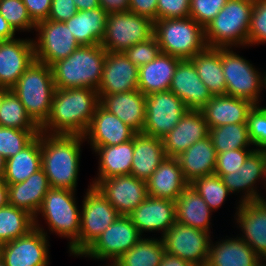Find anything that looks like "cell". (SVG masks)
Here are the masks:
<instances>
[{"mask_svg":"<svg viewBox=\"0 0 266 266\" xmlns=\"http://www.w3.org/2000/svg\"><path fill=\"white\" fill-rule=\"evenodd\" d=\"M100 105L98 91L91 88H56L50 114L40 127L48 135L83 136Z\"/></svg>","mask_w":266,"mask_h":266,"instance_id":"1","label":"cell"},{"mask_svg":"<svg viewBox=\"0 0 266 266\" xmlns=\"http://www.w3.org/2000/svg\"><path fill=\"white\" fill-rule=\"evenodd\" d=\"M83 142L81 135L41 133V165L51 188L77 191Z\"/></svg>","mask_w":266,"mask_h":266,"instance_id":"2","label":"cell"},{"mask_svg":"<svg viewBox=\"0 0 266 266\" xmlns=\"http://www.w3.org/2000/svg\"><path fill=\"white\" fill-rule=\"evenodd\" d=\"M76 195V191L50 188L43 199L41 208L34 216V227L47 236L55 233L56 236L66 238L69 241L68 252L74 257L79 255L81 216V206H77ZM40 217L45 220L48 229L39 224L42 222Z\"/></svg>","mask_w":266,"mask_h":266,"instance_id":"3","label":"cell"},{"mask_svg":"<svg viewBox=\"0 0 266 266\" xmlns=\"http://www.w3.org/2000/svg\"><path fill=\"white\" fill-rule=\"evenodd\" d=\"M107 51L101 44L80 46L52 68L55 88L98 89Z\"/></svg>","mask_w":266,"mask_h":266,"instance_id":"4","label":"cell"},{"mask_svg":"<svg viewBox=\"0 0 266 266\" xmlns=\"http://www.w3.org/2000/svg\"><path fill=\"white\" fill-rule=\"evenodd\" d=\"M254 0H228L204 28L207 47L247 48Z\"/></svg>","mask_w":266,"mask_h":266,"instance_id":"5","label":"cell"},{"mask_svg":"<svg viewBox=\"0 0 266 266\" xmlns=\"http://www.w3.org/2000/svg\"><path fill=\"white\" fill-rule=\"evenodd\" d=\"M52 68L34 61L11 88L27 115L40 128L47 120L55 92Z\"/></svg>","mask_w":266,"mask_h":266,"instance_id":"6","label":"cell"},{"mask_svg":"<svg viewBox=\"0 0 266 266\" xmlns=\"http://www.w3.org/2000/svg\"><path fill=\"white\" fill-rule=\"evenodd\" d=\"M153 32L161 53L181 60L191 59L207 47L204 28L191 17L155 20Z\"/></svg>","mask_w":266,"mask_h":266,"instance_id":"7","label":"cell"},{"mask_svg":"<svg viewBox=\"0 0 266 266\" xmlns=\"http://www.w3.org/2000/svg\"><path fill=\"white\" fill-rule=\"evenodd\" d=\"M233 47L221 48L222 70L226 79V95L244 98L260 105L264 90L263 72Z\"/></svg>","mask_w":266,"mask_h":266,"instance_id":"8","label":"cell"},{"mask_svg":"<svg viewBox=\"0 0 266 266\" xmlns=\"http://www.w3.org/2000/svg\"><path fill=\"white\" fill-rule=\"evenodd\" d=\"M154 21L133 12L110 13L107 17L102 47L109 52H125L131 46L153 36Z\"/></svg>","mask_w":266,"mask_h":266,"instance_id":"9","label":"cell"},{"mask_svg":"<svg viewBox=\"0 0 266 266\" xmlns=\"http://www.w3.org/2000/svg\"><path fill=\"white\" fill-rule=\"evenodd\" d=\"M143 236L129 216L120 215L82 254L97 261L115 262Z\"/></svg>","mask_w":266,"mask_h":266,"instance_id":"10","label":"cell"},{"mask_svg":"<svg viewBox=\"0 0 266 266\" xmlns=\"http://www.w3.org/2000/svg\"><path fill=\"white\" fill-rule=\"evenodd\" d=\"M80 216L79 254H82L120 215L91 184L86 188Z\"/></svg>","mask_w":266,"mask_h":266,"instance_id":"11","label":"cell"},{"mask_svg":"<svg viewBox=\"0 0 266 266\" xmlns=\"http://www.w3.org/2000/svg\"><path fill=\"white\" fill-rule=\"evenodd\" d=\"M35 33V61L50 67L80 47L65 22L49 19L41 21L36 24Z\"/></svg>","mask_w":266,"mask_h":266,"instance_id":"12","label":"cell"},{"mask_svg":"<svg viewBox=\"0 0 266 266\" xmlns=\"http://www.w3.org/2000/svg\"><path fill=\"white\" fill-rule=\"evenodd\" d=\"M161 239L165 253L180 257L194 266H206L212 239L209 232L175 222Z\"/></svg>","mask_w":266,"mask_h":266,"instance_id":"13","label":"cell"},{"mask_svg":"<svg viewBox=\"0 0 266 266\" xmlns=\"http://www.w3.org/2000/svg\"><path fill=\"white\" fill-rule=\"evenodd\" d=\"M146 119L142 133L162 139L189 110L172 91H162L146 96Z\"/></svg>","mask_w":266,"mask_h":266,"instance_id":"14","label":"cell"},{"mask_svg":"<svg viewBox=\"0 0 266 266\" xmlns=\"http://www.w3.org/2000/svg\"><path fill=\"white\" fill-rule=\"evenodd\" d=\"M218 176L232 195H239V203L262 200L264 193L257 188L262 183L266 193V151L255 149L239 170Z\"/></svg>","mask_w":266,"mask_h":266,"instance_id":"15","label":"cell"},{"mask_svg":"<svg viewBox=\"0 0 266 266\" xmlns=\"http://www.w3.org/2000/svg\"><path fill=\"white\" fill-rule=\"evenodd\" d=\"M50 236L37 228L0 246V258L6 266H49Z\"/></svg>","mask_w":266,"mask_h":266,"instance_id":"16","label":"cell"},{"mask_svg":"<svg viewBox=\"0 0 266 266\" xmlns=\"http://www.w3.org/2000/svg\"><path fill=\"white\" fill-rule=\"evenodd\" d=\"M91 181L89 184L101 192L119 215L128 216L148 196L147 181L131 174Z\"/></svg>","mask_w":266,"mask_h":266,"instance_id":"17","label":"cell"},{"mask_svg":"<svg viewBox=\"0 0 266 266\" xmlns=\"http://www.w3.org/2000/svg\"><path fill=\"white\" fill-rule=\"evenodd\" d=\"M234 223L242 232L239 237L255 253L266 258V203L263 200L236 203Z\"/></svg>","mask_w":266,"mask_h":266,"instance_id":"18","label":"cell"},{"mask_svg":"<svg viewBox=\"0 0 266 266\" xmlns=\"http://www.w3.org/2000/svg\"><path fill=\"white\" fill-rule=\"evenodd\" d=\"M34 61L33 38L0 41V86L11 89Z\"/></svg>","mask_w":266,"mask_h":266,"instance_id":"19","label":"cell"},{"mask_svg":"<svg viewBox=\"0 0 266 266\" xmlns=\"http://www.w3.org/2000/svg\"><path fill=\"white\" fill-rule=\"evenodd\" d=\"M175 201L165 198H147L128 216L144 237L143 233H160V238L176 222Z\"/></svg>","mask_w":266,"mask_h":266,"instance_id":"20","label":"cell"},{"mask_svg":"<svg viewBox=\"0 0 266 266\" xmlns=\"http://www.w3.org/2000/svg\"><path fill=\"white\" fill-rule=\"evenodd\" d=\"M139 67L124 52L107 51L98 94H116L138 89Z\"/></svg>","mask_w":266,"mask_h":266,"instance_id":"21","label":"cell"},{"mask_svg":"<svg viewBox=\"0 0 266 266\" xmlns=\"http://www.w3.org/2000/svg\"><path fill=\"white\" fill-rule=\"evenodd\" d=\"M209 126L200 110H188L177 125L162 138L167 157H178L190 146L209 136Z\"/></svg>","mask_w":266,"mask_h":266,"instance_id":"22","label":"cell"},{"mask_svg":"<svg viewBox=\"0 0 266 266\" xmlns=\"http://www.w3.org/2000/svg\"><path fill=\"white\" fill-rule=\"evenodd\" d=\"M135 134L136 132L116 115L99 105L83 137L90 147H100L130 141Z\"/></svg>","mask_w":266,"mask_h":266,"instance_id":"23","label":"cell"},{"mask_svg":"<svg viewBox=\"0 0 266 266\" xmlns=\"http://www.w3.org/2000/svg\"><path fill=\"white\" fill-rule=\"evenodd\" d=\"M169 90L179 97L189 110H200L213 97L190 59L179 61Z\"/></svg>","mask_w":266,"mask_h":266,"instance_id":"24","label":"cell"},{"mask_svg":"<svg viewBox=\"0 0 266 266\" xmlns=\"http://www.w3.org/2000/svg\"><path fill=\"white\" fill-rule=\"evenodd\" d=\"M100 106L132 128L142 133L146 119V95L140 90L116 94H99Z\"/></svg>","mask_w":266,"mask_h":266,"instance_id":"25","label":"cell"},{"mask_svg":"<svg viewBox=\"0 0 266 266\" xmlns=\"http://www.w3.org/2000/svg\"><path fill=\"white\" fill-rule=\"evenodd\" d=\"M255 104L230 95H214L201 109L209 128L226 124L247 123L248 113Z\"/></svg>","mask_w":266,"mask_h":266,"instance_id":"26","label":"cell"},{"mask_svg":"<svg viewBox=\"0 0 266 266\" xmlns=\"http://www.w3.org/2000/svg\"><path fill=\"white\" fill-rule=\"evenodd\" d=\"M188 185L178 159L166 157L147 180V193L154 198L176 201Z\"/></svg>","mask_w":266,"mask_h":266,"instance_id":"27","label":"cell"},{"mask_svg":"<svg viewBox=\"0 0 266 266\" xmlns=\"http://www.w3.org/2000/svg\"><path fill=\"white\" fill-rule=\"evenodd\" d=\"M8 203L26 210L33 217L37 214L47 191L51 188L48 178L41 168L23 182L7 184Z\"/></svg>","mask_w":266,"mask_h":266,"instance_id":"28","label":"cell"},{"mask_svg":"<svg viewBox=\"0 0 266 266\" xmlns=\"http://www.w3.org/2000/svg\"><path fill=\"white\" fill-rule=\"evenodd\" d=\"M210 242L206 266H254L260 258L238 235Z\"/></svg>","mask_w":266,"mask_h":266,"instance_id":"29","label":"cell"},{"mask_svg":"<svg viewBox=\"0 0 266 266\" xmlns=\"http://www.w3.org/2000/svg\"><path fill=\"white\" fill-rule=\"evenodd\" d=\"M98 160V173L93 180L109 179L131 174L134 136L130 141L118 145L90 147Z\"/></svg>","mask_w":266,"mask_h":266,"instance_id":"30","label":"cell"},{"mask_svg":"<svg viewBox=\"0 0 266 266\" xmlns=\"http://www.w3.org/2000/svg\"><path fill=\"white\" fill-rule=\"evenodd\" d=\"M181 59L160 53L154 60L139 67L138 90L144 95L168 91Z\"/></svg>","mask_w":266,"mask_h":266,"instance_id":"31","label":"cell"},{"mask_svg":"<svg viewBox=\"0 0 266 266\" xmlns=\"http://www.w3.org/2000/svg\"><path fill=\"white\" fill-rule=\"evenodd\" d=\"M176 158L188 184L200 177L215 174L217 153L209 136L197 141Z\"/></svg>","mask_w":266,"mask_h":266,"instance_id":"32","label":"cell"},{"mask_svg":"<svg viewBox=\"0 0 266 266\" xmlns=\"http://www.w3.org/2000/svg\"><path fill=\"white\" fill-rule=\"evenodd\" d=\"M166 157L162 139L136 133L131 175L147 181Z\"/></svg>","mask_w":266,"mask_h":266,"instance_id":"33","label":"cell"},{"mask_svg":"<svg viewBox=\"0 0 266 266\" xmlns=\"http://www.w3.org/2000/svg\"><path fill=\"white\" fill-rule=\"evenodd\" d=\"M213 211L204 199L189 184L175 201L176 222L197 228L210 234Z\"/></svg>","mask_w":266,"mask_h":266,"instance_id":"34","label":"cell"},{"mask_svg":"<svg viewBox=\"0 0 266 266\" xmlns=\"http://www.w3.org/2000/svg\"><path fill=\"white\" fill-rule=\"evenodd\" d=\"M108 14L101 8L78 11L65 24L80 46L101 44Z\"/></svg>","mask_w":266,"mask_h":266,"instance_id":"35","label":"cell"},{"mask_svg":"<svg viewBox=\"0 0 266 266\" xmlns=\"http://www.w3.org/2000/svg\"><path fill=\"white\" fill-rule=\"evenodd\" d=\"M41 165V132L24 149L15 156L6 159L3 181L15 184L25 181L33 173L40 170Z\"/></svg>","mask_w":266,"mask_h":266,"instance_id":"36","label":"cell"},{"mask_svg":"<svg viewBox=\"0 0 266 266\" xmlns=\"http://www.w3.org/2000/svg\"><path fill=\"white\" fill-rule=\"evenodd\" d=\"M211 94L226 95V79L222 70L221 48L206 47L190 59Z\"/></svg>","mask_w":266,"mask_h":266,"instance_id":"37","label":"cell"},{"mask_svg":"<svg viewBox=\"0 0 266 266\" xmlns=\"http://www.w3.org/2000/svg\"><path fill=\"white\" fill-rule=\"evenodd\" d=\"M145 237L119 257L115 263L118 266H158L165 254L163 241L156 236Z\"/></svg>","mask_w":266,"mask_h":266,"instance_id":"38","label":"cell"},{"mask_svg":"<svg viewBox=\"0 0 266 266\" xmlns=\"http://www.w3.org/2000/svg\"><path fill=\"white\" fill-rule=\"evenodd\" d=\"M34 228V217L9 203L0 208V246L26 235Z\"/></svg>","mask_w":266,"mask_h":266,"instance_id":"39","label":"cell"},{"mask_svg":"<svg viewBox=\"0 0 266 266\" xmlns=\"http://www.w3.org/2000/svg\"><path fill=\"white\" fill-rule=\"evenodd\" d=\"M216 153L241 148H254L249 138L247 123L226 124L209 130Z\"/></svg>","mask_w":266,"mask_h":266,"instance_id":"40","label":"cell"},{"mask_svg":"<svg viewBox=\"0 0 266 266\" xmlns=\"http://www.w3.org/2000/svg\"><path fill=\"white\" fill-rule=\"evenodd\" d=\"M0 126L20 130H40L27 115L25 107L12 90L5 95L0 107Z\"/></svg>","mask_w":266,"mask_h":266,"instance_id":"41","label":"cell"},{"mask_svg":"<svg viewBox=\"0 0 266 266\" xmlns=\"http://www.w3.org/2000/svg\"><path fill=\"white\" fill-rule=\"evenodd\" d=\"M215 212L222 207L228 196H232L222 179L217 174H210L195 179L190 184Z\"/></svg>","mask_w":266,"mask_h":266,"instance_id":"42","label":"cell"},{"mask_svg":"<svg viewBox=\"0 0 266 266\" xmlns=\"http://www.w3.org/2000/svg\"><path fill=\"white\" fill-rule=\"evenodd\" d=\"M39 134L40 130H20L0 126V154L5 159L15 156Z\"/></svg>","mask_w":266,"mask_h":266,"instance_id":"43","label":"cell"},{"mask_svg":"<svg viewBox=\"0 0 266 266\" xmlns=\"http://www.w3.org/2000/svg\"><path fill=\"white\" fill-rule=\"evenodd\" d=\"M0 14L16 33H34L36 29L22 0H0Z\"/></svg>","mask_w":266,"mask_h":266,"instance_id":"44","label":"cell"},{"mask_svg":"<svg viewBox=\"0 0 266 266\" xmlns=\"http://www.w3.org/2000/svg\"><path fill=\"white\" fill-rule=\"evenodd\" d=\"M247 129L254 148L266 151V106H253L248 113Z\"/></svg>","mask_w":266,"mask_h":266,"instance_id":"45","label":"cell"},{"mask_svg":"<svg viewBox=\"0 0 266 266\" xmlns=\"http://www.w3.org/2000/svg\"><path fill=\"white\" fill-rule=\"evenodd\" d=\"M247 42L248 48L266 43V0H254Z\"/></svg>","mask_w":266,"mask_h":266,"instance_id":"46","label":"cell"},{"mask_svg":"<svg viewBox=\"0 0 266 266\" xmlns=\"http://www.w3.org/2000/svg\"><path fill=\"white\" fill-rule=\"evenodd\" d=\"M228 0H190V17L205 28Z\"/></svg>","mask_w":266,"mask_h":266,"instance_id":"47","label":"cell"},{"mask_svg":"<svg viewBox=\"0 0 266 266\" xmlns=\"http://www.w3.org/2000/svg\"><path fill=\"white\" fill-rule=\"evenodd\" d=\"M255 148H241L217 153L215 174L225 175L239 170Z\"/></svg>","mask_w":266,"mask_h":266,"instance_id":"48","label":"cell"},{"mask_svg":"<svg viewBox=\"0 0 266 266\" xmlns=\"http://www.w3.org/2000/svg\"><path fill=\"white\" fill-rule=\"evenodd\" d=\"M160 53V46L154 35L147 41L139 42L124 52L127 58L137 67L151 62Z\"/></svg>","mask_w":266,"mask_h":266,"instance_id":"49","label":"cell"},{"mask_svg":"<svg viewBox=\"0 0 266 266\" xmlns=\"http://www.w3.org/2000/svg\"><path fill=\"white\" fill-rule=\"evenodd\" d=\"M190 17V0H158L157 20Z\"/></svg>","mask_w":266,"mask_h":266,"instance_id":"50","label":"cell"},{"mask_svg":"<svg viewBox=\"0 0 266 266\" xmlns=\"http://www.w3.org/2000/svg\"><path fill=\"white\" fill-rule=\"evenodd\" d=\"M78 12L73 0H52L48 19L66 22Z\"/></svg>","mask_w":266,"mask_h":266,"instance_id":"51","label":"cell"},{"mask_svg":"<svg viewBox=\"0 0 266 266\" xmlns=\"http://www.w3.org/2000/svg\"><path fill=\"white\" fill-rule=\"evenodd\" d=\"M32 21L37 24L47 20L52 0H22Z\"/></svg>","mask_w":266,"mask_h":266,"instance_id":"52","label":"cell"},{"mask_svg":"<svg viewBox=\"0 0 266 266\" xmlns=\"http://www.w3.org/2000/svg\"><path fill=\"white\" fill-rule=\"evenodd\" d=\"M157 4L158 0H130L129 11L155 21L157 20Z\"/></svg>","mask_w":266,"mask_h":266,"instance_id":"53","label":"cell"},{"mask_svg":"<svg viewBox=\"0 0 266 266\" xmlns=\"http://www.w3.org/2000/svg\"><path fill=\"white\" fill-rule=\"evenodd\" d=\"M98 2L107 14L129 11L130 0H98Z\"/></svg>","mask_w":266,"mask_h":266,"instance_id":"54","label":"cell"},{"mask_svg":"<svg viewBox=\"0 0 266 266\" xmlns=\"http://www.w3.org/2000/svg\"><path fill=\"white\" fill-rule=\"evenodd\" d=\"M158 266H194L188 261L175 255L165 253Z\"/></svg>","mask_w":266,"mask_h":266,"instance_id":"55","label":"cell"},{"mask_svg":"<svg viewBox=\"0 0 266 266\" xmlns=\"http://www.w3.org/2000/svg\"><path fill=\"white\" fill-rule=\"evenodd\" d=\"M14 38H16V32L0 14V41L11 40Z\"/></svg>","mask_w":266,"mask_h":266,"instance_id":"56","label":"cell"},{"mask_svg":"<svg viewBox=\"0 0 266 266\" xmlns=\"http://www.w3.org/2000/svg\"><path fill=\"white\" fill-rule=\"evenodd\" d=\"M78 11L99 8L98 0H73Z\"/></svg>","mask_w":266,"mask_h":266,"instance_id":"57","label":"cell"},{"mask_svg":"<svg viewBox=\"0 0 266 266\" xmlns=\"http://www.w3.org/2000/svg\"><path fill=\"white\" fill-rule=\"evenodd\" d=\"M8 204V187L7 184L0 179V208Z\"/></svg>","mask_w":266,"mask_h":266,"instance_id":"58","label":"cell"},{"mask_svg":"<svg viewBox=\"0 0 266 266\" xmlns=\"http://www.w3.org/2000/svg\"><path fill=\"white\" fill-rule=\"evenodd\" d=\"M6 167V159L0 154V179H3Z\"/></svg>","mask_w":266,"mask_h":266,"instance_id":"59","label":"cell"},{"mask_svg":"<svg viewBox=\"0 0 266 266\" xmlns=\"http://www.w3.org/2000/svg\"><path fill=\"white\" fill-rule=\"evenodd\" d=\"M11 89L4 87V86H0V107L2 106V102L5 98V95L10 91Z\"/></svg>","mask_w":266,"mask_h":266,"instance_id":"60","label":"cell"},{"mask_svg":"<svg viewBox=\"0 0 266 266\" xmlns=\"http://www.w3.org/2000/svg\"><path fill=\"white\" fill-rule=\"evenodd\" d=\"M254 266H266V258L260 257Z\"/></svg>","mask_w":266,"mask_h":266,"instance_id":"61","label":"cell"},{"mask_svg":"<svg viewBox=\"0 0 266 266\" xmlns=\"http://www.w3.org/2000/svg\"><path fill=\"white\" fill-rule=\"evenodd\" d=\"M264 89L266 90V70L263 71Z\"/></svg>","mask_w":266,"mask_h":266,"instance_id":"62","label":"cell"},{"mask_svg":"<svg viewBox=\"0 0 266 266\" xmlns=\"http://www.w3.org/2000/svg\"><path fill=\"white\" fill-rule=\"evenodd\" d=\"M107 264L105 266H118L115 262H109Z\"/></svg>","mask_w":266,"mask_h":266,"instance_id":"63","label":"cell"},{"mask_svg":"<svg viewBox=\"0 0 266 266\" xmlns=\"http://www.w3.org/2000/svg\"><path fill=\"white\" fill-rule=\"evenodd\" d=\"M0 266H6L5 262L0 258Z\"/></svg>","mask_w":266,"mask_h":266,"instance_id":"64","label":"cell"}]
</instances>
